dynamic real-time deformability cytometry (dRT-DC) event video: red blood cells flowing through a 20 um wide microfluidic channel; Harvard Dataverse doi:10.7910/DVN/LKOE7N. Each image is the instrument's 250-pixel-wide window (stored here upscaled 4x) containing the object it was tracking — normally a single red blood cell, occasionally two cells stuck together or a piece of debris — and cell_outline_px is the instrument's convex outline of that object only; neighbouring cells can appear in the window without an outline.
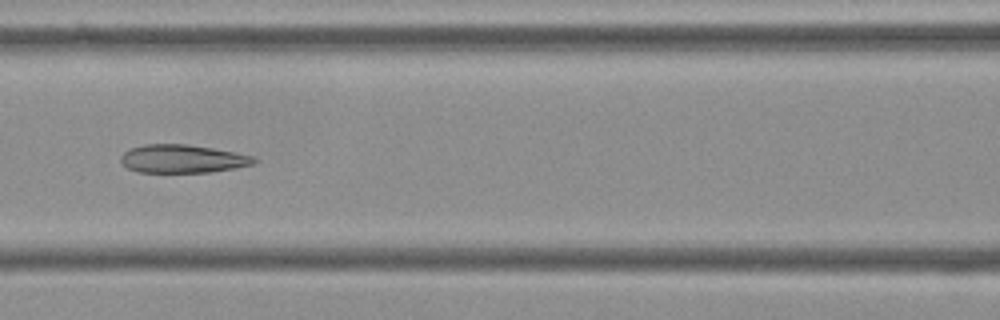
{"species": "Egyptian fruit bat (a non-hibernating species)", "species_latin": "Rousettus aegyptiacus", "temperature_condition": "cold", "stored_images_in_passage": 10, "camera_frame_rate_fps": 3000, "um_per_image_px": 0.085, "frame": {"image": 1, "passage_image": 6, "time_ms": 1.667, "image_size_px": [1000, 320], "cell_outline_px": [[260, 160], [256, 164], [236, 168], [212, 172], [140, 172], [128, 168], [120, 160], [120, 156], [124, 152], [132, 148], [144, 144], [188, 144], [236, 152], [256, 156]], "centroid_in_image_um": [15.61, 13.49], "position_along_channel_um": 151.0, "area_um2": 22.14}}
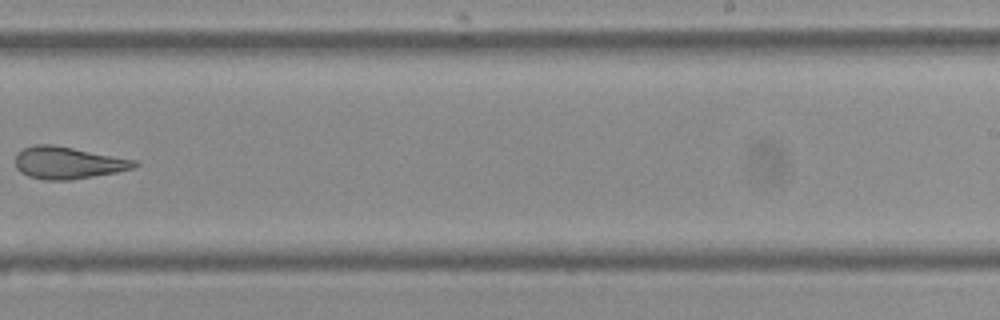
{"frame": {"image": 2, "passage_image": 9, "time_ms": 2.667, "image_size_px": [1000, 320], "cell_outline_px": [[140, 164], [132, 168], [116, 172], [68, 180], [44, 180], [28, 176], [20, 172], [16, 168], [16, 152], [24, 148], [36, 144], [52, 144], [136, 160]], "centroid_in_image_um": [5.74, 13.83], "position_along_channel_um": 283.3, "area_um2": 22.14}}
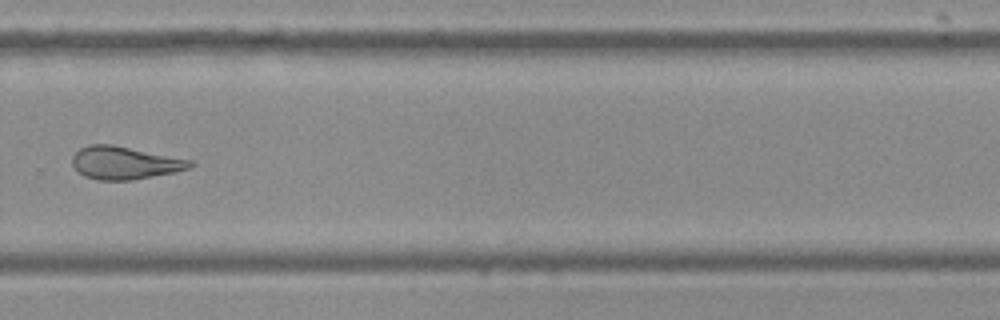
{"frame": {"image": 3, "passage_image": 10, "time_ms": 3.0, "image_size_px": [1000, 320], "cell_outline_px": [[196, 164], [192, 168], [176, 172], [132, 180], [96, 180], [84, 176], [72, 164], [72, 156], [80, 148], [88, 144], [112, 144], [192, 160]], "centroid_in_image_um": [10.63, 13.84], "position_along_channel_um": 319.2, "area_um2": 22.66}}